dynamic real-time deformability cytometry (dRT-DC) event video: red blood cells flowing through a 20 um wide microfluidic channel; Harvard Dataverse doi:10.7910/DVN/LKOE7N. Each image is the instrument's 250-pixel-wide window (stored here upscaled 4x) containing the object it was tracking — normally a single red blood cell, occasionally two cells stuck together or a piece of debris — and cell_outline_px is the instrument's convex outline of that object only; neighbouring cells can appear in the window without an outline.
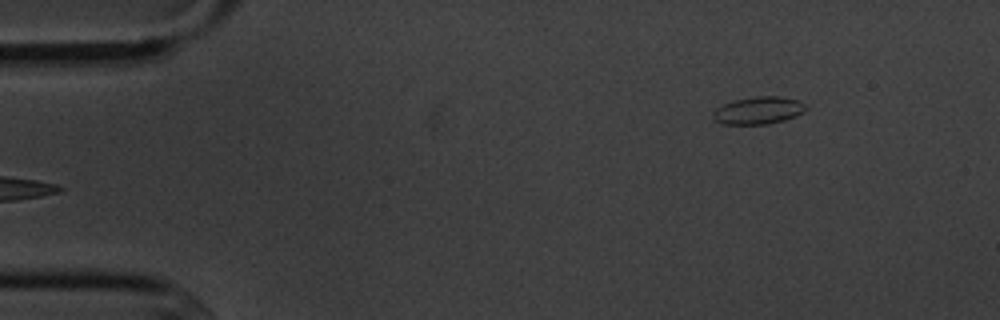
{"species": "common noctule bat (a hibernating species)", "species_latin": "Nyctalus noctula", "temperature_condition": "cold", "stored_images_in_passage": 4, "segment_of_instrument_passage": [2, 2], "camera_frame_rate_fps": 3000, "um_per_image_px": 0.085, "animal": {"sex": "male", "body_mass_g": 20.1, "forearm_length_mm": 53.5}, "frame": {"image": 1, "passage_image": 4, "time_ms": 4.333, "image_size_px": [1000, 320], "cell_outline_px": [[808, 108], [804, 112], [796, 116], [784, 120], [768, 124], [724, 124], [716, 120], [712, 116], [712, 112], [716, 108], [724, 104], [736, 100], [756, 96], [776, 96], [800, 100]], "centroid_in_image_um": [64.5, 9.39], "position_along_channel_um": 20.5, "area_um2": 14.8}}